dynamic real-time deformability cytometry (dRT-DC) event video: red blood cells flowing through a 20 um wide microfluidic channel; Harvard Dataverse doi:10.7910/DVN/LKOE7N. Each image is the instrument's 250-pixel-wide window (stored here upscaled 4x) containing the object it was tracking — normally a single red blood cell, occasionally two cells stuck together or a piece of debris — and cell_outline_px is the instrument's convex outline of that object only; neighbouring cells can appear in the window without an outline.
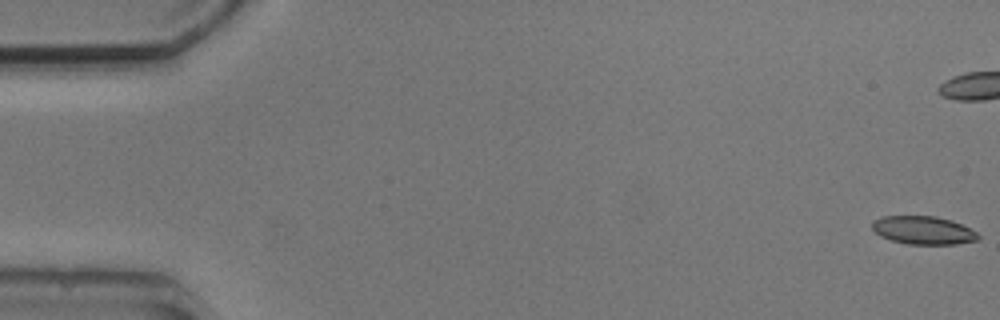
{"species": "common noctule bat (a hibernating species)", "species_latin": "Nyctalus noctula", "temperature_condition": "cold", "stored_images_in_passage": 8, "camera_frame_rate_fps": 3000, "um_per_image_px": 0.085, "animal": {"sex": "male", "body_mass_g": 20.5, "forearm_length_mm": 52.5}, "frame": {"image": 1, "passage_image": 1, "time_ms": 0.0, "image_size_px": [1000, 320], "cell_outline_px": [[980, 240], [956, 244], [908, 244], [892, 240], [880, 236], [872, 228], [872, 220], [880, 216], [936, 216], [952, 220], [976, 232], [980, 236]], "centroid_in_image_um": [78.47, 19.57], "position_along_channel_um": 6.5, "area_um2": 17.46}}